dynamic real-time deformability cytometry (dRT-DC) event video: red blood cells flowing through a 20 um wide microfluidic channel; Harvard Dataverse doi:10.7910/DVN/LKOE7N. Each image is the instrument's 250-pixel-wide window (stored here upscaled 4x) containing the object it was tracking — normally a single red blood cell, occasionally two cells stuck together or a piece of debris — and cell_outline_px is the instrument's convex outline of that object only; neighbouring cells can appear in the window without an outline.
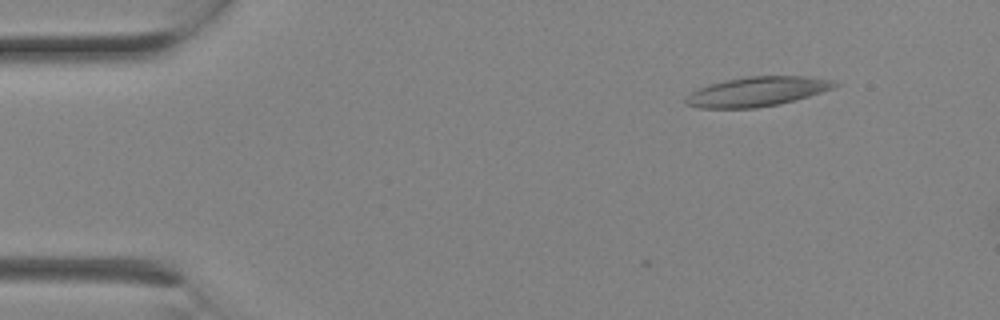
{"species": "Egyptian fruit bat (a non-hibernating species)", "species_latin": "Rousettus aegyptiacus", "temperature_condition": "room temperature", "stored_images_in_passage": 2, "camera_frame_rate_fps": 3000, "um_per_image_px": 0.085, "animal": {"sex": "female"}, "frame": {"image": 1, "passage_image": 1, "time_ms": 0.0, "image_size_px": [1000, 320], "cell_outline_px": [[840, 84], [832, 88], [808, 96], [780, 104], [756, 108], [700, 108], [684, 104], [684, 100], [692, 92], [708, 84], [724, 80], [748, 76], [808, 76], [832, 80]], "centroid_in_image_um": [64.33, 7.78], "position_along_channel_um": 20.7, "area_um2": 25.55}}